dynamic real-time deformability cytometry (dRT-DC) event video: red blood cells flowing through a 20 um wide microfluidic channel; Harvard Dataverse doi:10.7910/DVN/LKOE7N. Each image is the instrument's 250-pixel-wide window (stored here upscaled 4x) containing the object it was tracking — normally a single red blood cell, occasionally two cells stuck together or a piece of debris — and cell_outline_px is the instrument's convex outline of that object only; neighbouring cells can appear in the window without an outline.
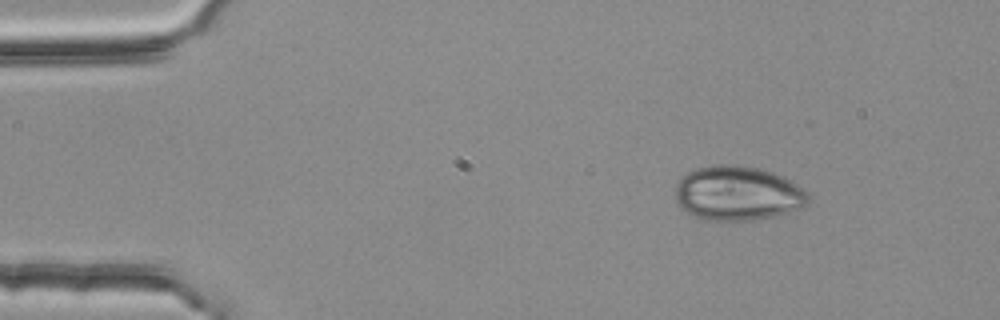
{"species": "common noctule bat (a hibernating species)", "species_latin": "Nyctalus noctula", "temperature_condition": "room temperature", "stored_images_in_passage": 10, "camera_frame_rate_fps": 3000, "um_per_image_px": 0.085, "animal": {"sex": "female", "body_mass_g": 25.1}, "frame": {"image": 1, "passage_image": 1, "time_ms": 0.0, "image_size_px": [1000, 320], "cell_outline_px": [[812, 196], [804, 204], [788, 212], [772, 216], [752, 220], [708, 220], [684, 212], [676, 204], [676, 184], [688, 172], [696, 168], [716, 164], [736, 164], [760, 168], [784, 176], [808, 192]], "centroid_in_image_um": [62.68, 16.41], "position_along_channel_um": 22.3, "area_um2": 42.19}}